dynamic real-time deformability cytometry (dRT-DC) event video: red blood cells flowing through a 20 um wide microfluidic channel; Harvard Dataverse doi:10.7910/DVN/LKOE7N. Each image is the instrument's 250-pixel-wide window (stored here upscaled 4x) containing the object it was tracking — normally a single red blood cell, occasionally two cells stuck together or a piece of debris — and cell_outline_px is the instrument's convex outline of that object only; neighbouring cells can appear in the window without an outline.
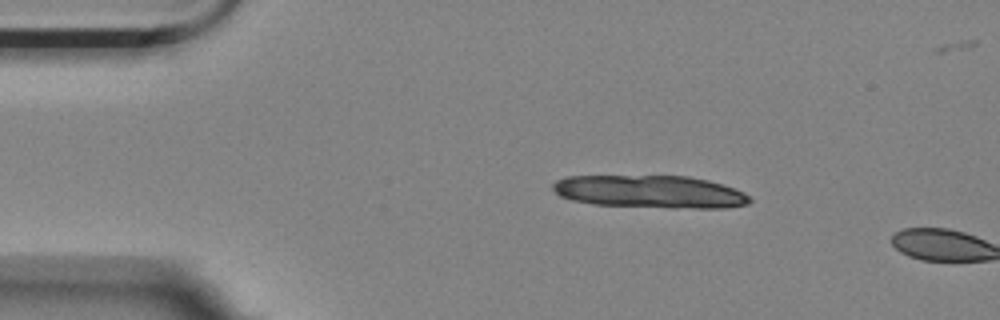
{"species": "Egyptian fruit bat (a non-hibernating species)", "species_latin": "Rousettus aegyptiacus", "temperature_condition": "room temperature", "stored_images_in_passage": 2, "camera_frame_rate_fps": 3000, "um_per_image_px": 0.085, "animal": {"sex": "female"}, "frame": {"image": 1, "passage_image": 1, "time_ms": 0.0, "image_size_px": [1000, 320], "cell_outline_px": [[752, 200], [748, 204], [724, 208], [672, 208], [592, 204], [572, 200], [560, 196], [552, 188], [552, 184], [556, 180], [568, 176], [688, 176], [708, 180], [744, 192]], "centroid_in_image_um": [55.24, 16.3], "position_along_channel_um": 29.8, "area_um2": 37.51}}